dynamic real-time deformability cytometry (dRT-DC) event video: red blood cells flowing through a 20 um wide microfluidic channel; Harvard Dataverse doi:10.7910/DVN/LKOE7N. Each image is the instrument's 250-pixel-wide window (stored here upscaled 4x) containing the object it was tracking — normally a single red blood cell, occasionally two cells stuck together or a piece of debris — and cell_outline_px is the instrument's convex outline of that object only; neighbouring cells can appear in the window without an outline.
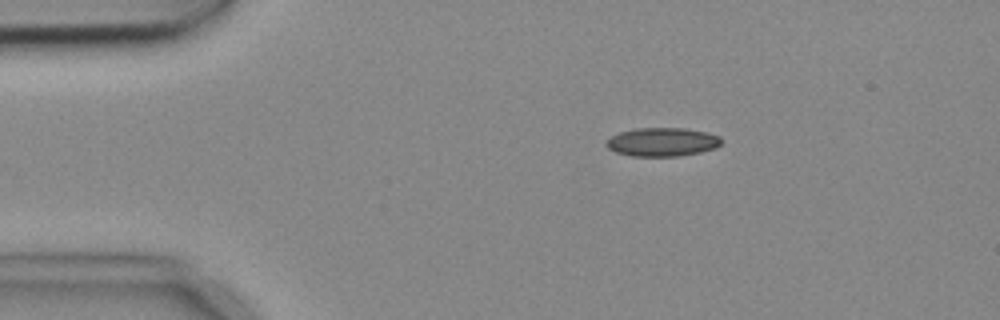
{"species": "common noctule bat (a hibernating species)", "species_latin": "Nyctalus noctula", "temperature_condition": "cold", "stored_images_in_passage": 6, "camera_frame_rate_fps": 3000, "um_per_image_px": 0.085, "animal": {"sex": "female", "body_mass_g": 18.4}, "frame": {"image": 1, "passage_image": 3, "time_ms": 0.667, "image_size_px": [1000, 320], "cell_outline_px": [[720, 144], [716, 148], [700, 152], [676, 156], [632, 156], [616, 152], [608, 148], [604, 144], [612, 136], [620, 132], [636, 128], [684, 128], [708, 132], [720, 136]], "centroid_in_image_um": [56.3, 12.06], "position_along_channel_um": 28.7, "area_um2": 19.13}}
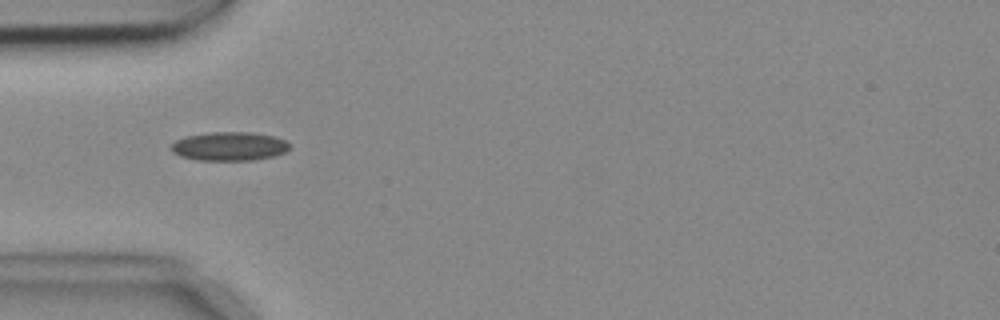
{"frame": {"image": 2, "passage_image": 5, "time_ms": 1.333, "image_size_px": [1000, 320], "cell_outline_px": [[292, 144], [284, 152], [272, 156], [252, 160], [200, 160], [180, 156], [172, 152], [172, 144], [176, 140], [184, 136], [208, 132], [252, 132], [272, 136], [284, 140]], "centroid_in_image_um": [19.47, 12.42], "position_along_channel_um": 65.5, "area_um2": 19.77}}